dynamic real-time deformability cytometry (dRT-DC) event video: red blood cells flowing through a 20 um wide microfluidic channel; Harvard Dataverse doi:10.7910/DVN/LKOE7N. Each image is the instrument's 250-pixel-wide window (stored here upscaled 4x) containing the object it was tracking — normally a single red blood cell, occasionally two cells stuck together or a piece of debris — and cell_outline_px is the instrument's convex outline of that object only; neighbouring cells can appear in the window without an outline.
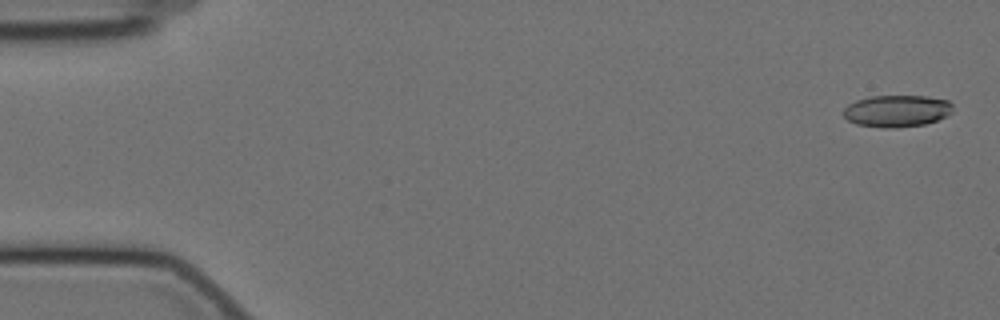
{"species": "Egyptian fruit bat (a non-hibernating species)", "species_latin": "Rousettus aegyptiacus", "temperature_condition": "cold", "stored_images_in_passage": 14, "camera_frame_rate_fps": 3000, "um_per_image_px": 0.085, "animal": {"sex": "female"}, "frame": {"image": 1, "passage_image": 2, "time_ms": 0.333, "image_size_px": [1000, 320], "cell_outline_px": [[952, 112], [948, 116], [924, 124], [896, 128], [888, 128], [856, 124], [848, 120], [844, 116], [844, 108], [848, 104], [856, 100], [868, 96], [928, 96], [948, 100], [952, 104]], "centroid_in_image_um": [76.24, 9.42], "position_along_channel_um": 8.8, "area_um2": 20.4}}